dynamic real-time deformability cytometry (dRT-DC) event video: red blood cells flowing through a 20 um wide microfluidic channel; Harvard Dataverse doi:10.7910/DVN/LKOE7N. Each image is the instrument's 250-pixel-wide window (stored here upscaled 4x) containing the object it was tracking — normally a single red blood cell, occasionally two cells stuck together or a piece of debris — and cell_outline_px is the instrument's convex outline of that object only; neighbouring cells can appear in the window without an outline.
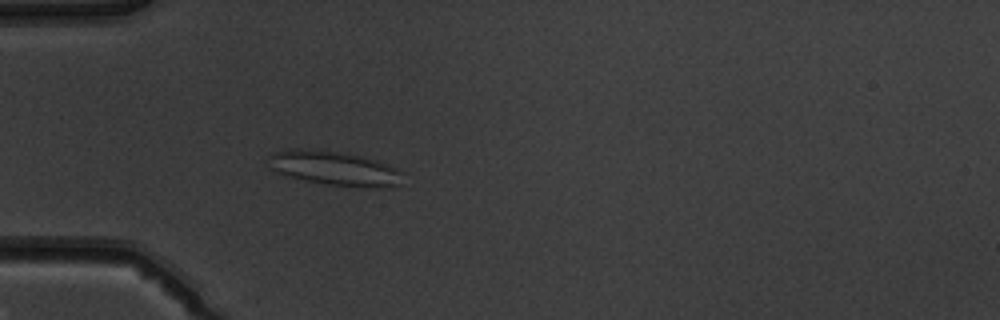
{"species": "common noctule bat (a hibernating species)", "species_latin": "Nyctalus noctula", "temperature_condition": "warm", "stored_images_in_passage": 53, "camera_frame_rate_fps": 3000, "um_per_image_px": 0.085, "animal": {"sex": "male", "body_mass_g": 19.5, "forearm_length_mm": 54.6}, "frame": {"image": 1, "passage_image": 17, "time_ms": 5.333, "image_size_px": [1000, 320], "cell_outline_px": [[400, 184], [388, 188], [384, 188], [328, 184], [288, 176], [276, 172], [264, 164], [268, 156], [272, 152], [288, 148], [300, 148], [336, 152], [360, 156], [376, 160], [388, 164], [396, 168], [400, 172]], "centroid_in_image_um": [28.33, 14.29], "position_along_channel_um": 56.7, "area_um2": 26.7}}
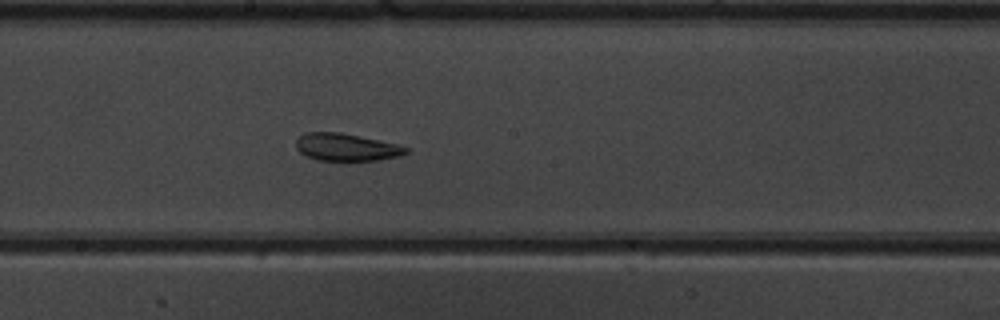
{"frame": {"image": 2, "passage_image": 30, "time_ms": 9.667, "image_size_px": [1000, 320], "cell_outline_px": [[408, 152], [400, 156], [376, 160], [316, 160], [304, 156], [296, 148], [296, 140], [304, 132], [340, 132], [360, 136], [396, 144], [408, 148]], "centroid_in_image_um": [29.39, 12.51], "position_along_channel_um": 218.8, "area_um2": 17.51}}
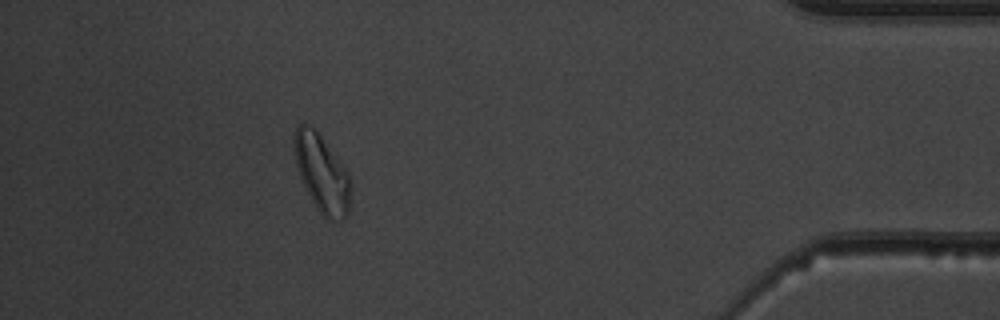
{"frame": {"image": 3, "passage_image": 48, "time_ms": 15.667, "image_size_px": [1000, 320], "cell_outline_px": [[352, 188], [348, 216], [344, 220], [328, 220], [316, 208], [300, 176], [296, 164], [292, 144], [292, 136], [296, 128], [300, 124], [308, 124], [320, 136], [348, 172], [352, 184]], "centroid_in_image_um": [27.37, 14.77], "position_along_channel_um": 407.8, "area_um2": 25.49}, "authors_computed_cell_mechanics": {"area_um2": 22.253, "velocity_mm_per_s": 3.9189, "shape_relaxation_time_tau1_ms": null, "shape_relaxation_time_tau2_ms": 5.3963, "deformation_change_tau1": null, "deformation_change_tau2": 0.1456}}